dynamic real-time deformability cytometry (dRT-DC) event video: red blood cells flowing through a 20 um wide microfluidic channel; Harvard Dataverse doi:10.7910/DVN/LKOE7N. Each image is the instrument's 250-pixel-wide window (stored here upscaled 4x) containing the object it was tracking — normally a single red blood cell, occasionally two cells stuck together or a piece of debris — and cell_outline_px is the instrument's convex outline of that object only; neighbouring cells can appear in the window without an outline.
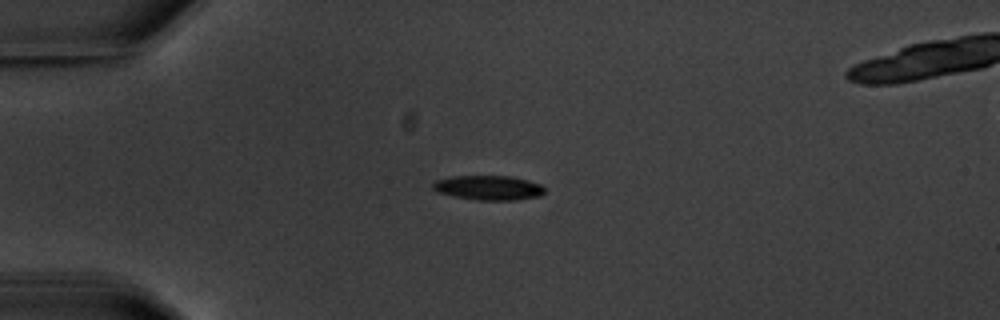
{"species": "common noctule bat (a hibernating species)", "species_latin": "Nyctalus noctula", "temperature_condition": "warm", "stored_images_in_passage": 3, "camera_frame_rate_fps": 3000, "um_per_image_px": 0.085, "animal": {"sex": "male", "body_mass_g": 20.1, "forearm_length_mm": 53.5}, "frame": {"image": 1, "passage_image": 1, "time_ms": 0.0, "image_size_px": [1000, 320], "cell_outline_px": [[544, 192], [540, 196], [516, 200], [476, 200], [436, 192], [432, 188], [432, 184], [436, 180], [452, 176], [512, 176], [528, 180], [540, 184], [544, 188]], "centroid_in_image_um": [41.52, 15.95], "position_along_channel_um": 43.5, "area_um2": 16.01}}